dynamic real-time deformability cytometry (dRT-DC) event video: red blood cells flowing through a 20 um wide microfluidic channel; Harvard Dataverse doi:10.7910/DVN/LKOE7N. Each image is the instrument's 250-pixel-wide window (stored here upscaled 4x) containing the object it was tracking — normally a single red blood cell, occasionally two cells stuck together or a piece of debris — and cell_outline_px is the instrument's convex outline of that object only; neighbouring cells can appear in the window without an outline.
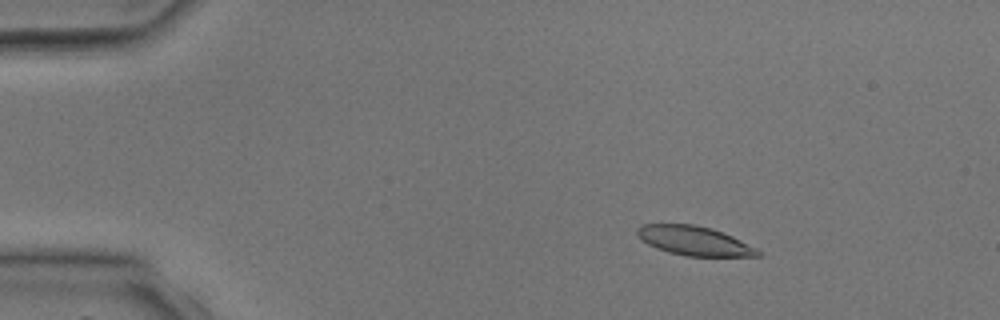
{"species": "common noctule bat (a hibernating species)", "species_latin": "Nyctalus noctula", "temperature_condition": "room temperature", "stored_images_in_passage": 4, "camera_frame_rate_fps": 3000, "um_per_image_px": 0.085, "animal": {"sex": "male", "body_mass_g": 17.9, "forearm_length_mm": 54.2}, "frame": {"image": 1, "passage_image": 2, "time_ms": 1.0, "image_size_px": [1000, 320], "cell_outline_px": [[760, 256], [684, 256], [668, 252], [656, 248], [648, 244], [636, 232], [636, 228], [640, 224], [692, 224], [712, 228], [732, 236], [756, 248], [760, 252]], "centroid_in_image_um": [58.99, 20.46], "position_along_channel_um": 26.0, "area_um2": 20.4}}